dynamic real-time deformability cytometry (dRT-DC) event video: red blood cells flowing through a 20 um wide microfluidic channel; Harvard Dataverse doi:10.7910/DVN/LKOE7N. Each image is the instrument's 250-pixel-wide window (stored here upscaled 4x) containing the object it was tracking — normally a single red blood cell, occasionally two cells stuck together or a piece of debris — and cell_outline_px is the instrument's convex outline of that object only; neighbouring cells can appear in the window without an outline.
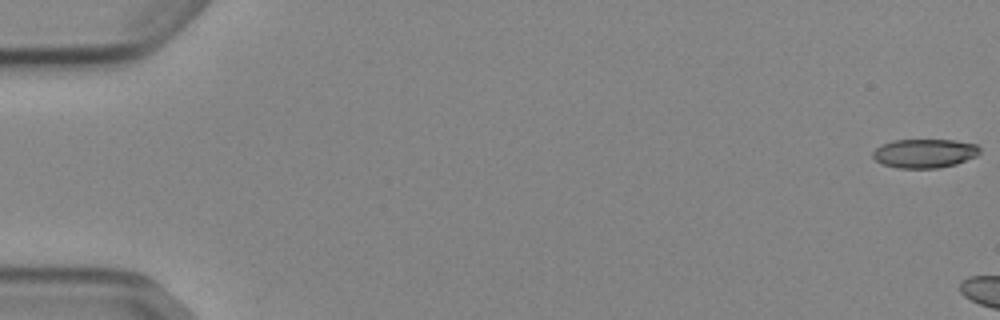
{"species": "Egyptian fruit bat (a non-hibernating species)", "species_latin": "Rousettus aegyptiacus", "temperature_condition": "cold", "stored_images_in_passage": 6, "camera_frame_rate_fps": 3000, "um_per_image_px": 0.085, "animal": {"sex": "female"}, "frame": {"image": 1, "passage_image": 1, "time_ms": 0.0, "image_size_px": [1000, 320], "cell_outline_px": [[980, 152], [976, 156], [956, 164], [940, 168], [896, 168], [884, 164], [876, 160], [872, 156], [872, 152], [876, 148], [892, 140], [952, 140], [976, 144], [980, 148]], "centroid_in_image_um": [78.59, 13.04], "position_along_channel_um": 6.4, "area_um2": 17.98}}